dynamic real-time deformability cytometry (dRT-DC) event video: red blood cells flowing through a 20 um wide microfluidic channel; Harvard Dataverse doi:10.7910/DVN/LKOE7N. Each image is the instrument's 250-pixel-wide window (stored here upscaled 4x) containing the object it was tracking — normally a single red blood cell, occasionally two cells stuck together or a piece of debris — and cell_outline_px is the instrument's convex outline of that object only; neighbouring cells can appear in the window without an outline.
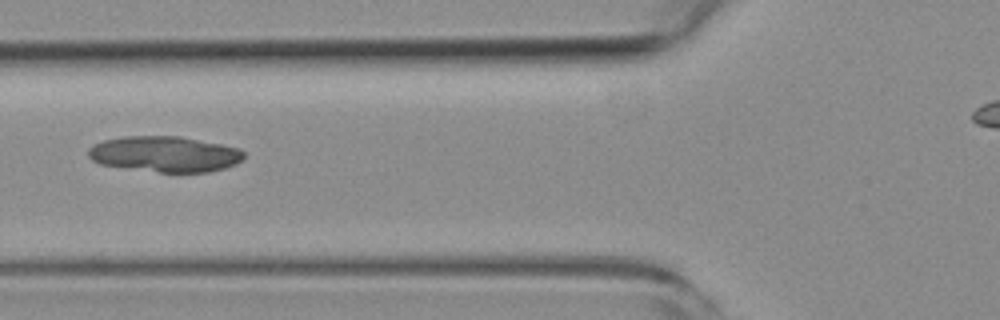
{"species": "common noctule bat (a hibernating species)", "species_latin": "Nyctalus noctula", "temperature_condition": "room temperature", "stored_images_in_passage": 29, "camera_frame_rate_fps": 3000, "um_per_image_px": 0.085, "animal": {"sex": "female", "body_mass_g": 19.3, "forearm_length_mm": 54.1}, "frame": {"image": 1, "passage_image": 7, "time_ms": 2.0, "image_size_px": [1000, 320], "cell_outline_px": [[244, 156], [236, 164], [224, 168], [208, 172], [160, 172], [100, 164], [92, 160], [88, 156], [88, 148], [92, 144], [104, 140], [124, 136], [180, 136], [240, 148], [244, 152]], "centroid_in_image_um": [13.99, 13.09], "position_along_channel_um": 111.8, "area_um2": 32.31}}
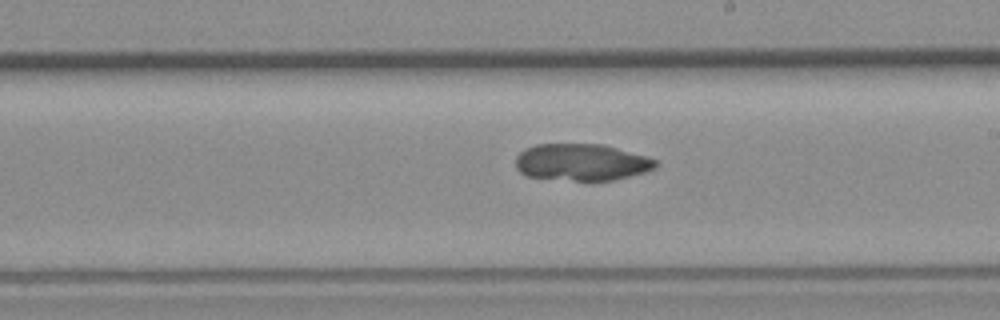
{"frame": {"image": 2, "passage_image": 17, "time_ms": 5.333, "image_size_px": [1000, 320], "cell_outline_px": [[656, 168], [644, 172], [612, 180], [592, 184], [584, 184], [528, 176], [520, 172], [516, 168], [516, 156], [524, 148], [536, 144], [604, 144], [648, 156], [656, 160]], "centroid_in_image_um": [49.42, 13.83], "position_along_channel_um": 239.6, "area_um2": 31.15}}
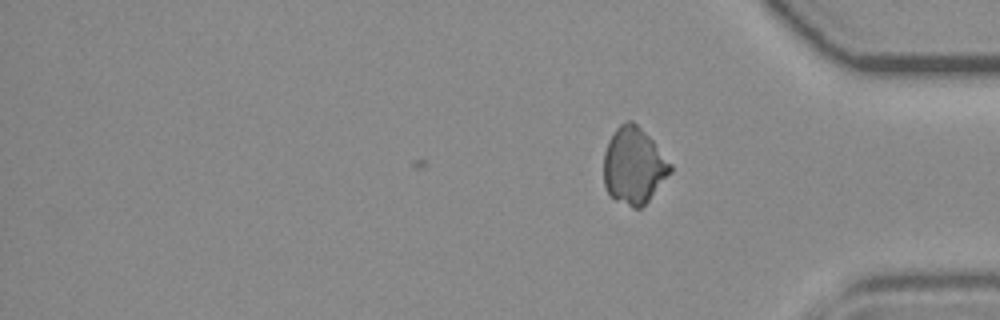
{"frame": {"image": 3, "passage_image": 29, "time_ms": 9.333, "image_size_px": [1000, 320], "cell_outline_px": [[672, 172], [648, 200], [640, 208], [632, 208], [616, 200], [608, 192], [604, 184], [604, 152], [608, 140], [616, 128], [620, 124], [628, 120], [632, 120], [652, 140], [672, 164]], "centroid_in_image_um": [53.86, 14.08], "position_along_channel_um": 381.3, "area_um2": 29.54}}